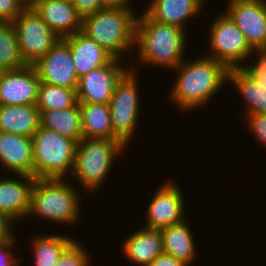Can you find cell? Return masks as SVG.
I'll return each mask as SVG.
<instances>
[{"instance_id":"1","label":"cell","mask_w":266,"mask_h":266,"mask_svg":"<svg viewBox=\"0 0 266 266\" xmlns=\"http://www.w3.org/2000/svg\"><path fill=\"white\" fill-rule=\"evenodd\" d=\"M177 71L170 90V102L182 111L205 109L209 100L228 84V69L219 61L202 55L192 61L185 59L171 72Z\"/></svg>"},{"instance_id":"2","label":"cell","mask_w":266,"mask_h":266,"mask_svg":"<svg viewBox=\"0 0 266 266\" xmlns=\"http://www.w3.org/2000/svg\"><path fill=\"white\" fill-rule=\"evenodd\" d=\"M186 36V29L152 20L143 11L136 20V60L173 70L184 60Z\"/></svg>"},{"instance_id":"3","label":"cell","mask_w":266,"mask_h":266,"mask_svg":"<svg viewBox=\"0 0 266 266\" xmlns=\"http://www.w3.org/2000/svg\"><path fill=\"white\" fill-rule=\"evenodd\" d=\"M135 12L133 7L100 9L82 18L81 32L114 58L123 60L124 53L135 48Z\"/></svg>"},{"instance_id":"4","label":"cell","mask_w":266,"mask_h":266,"mask_svg":"<svg viewBox=\"0 0 266 266\" xmlns=\"http://www.w3.org/2000/svg\"><path fill=\"white\" fill-rule=\"evenodd\" d=\"M67 179H35L28 217L35 215L38 218L50 220L52 223L55 222V224L74 225L81 215L80 192L76 185L70 179L68 182Z\"/></svg>"},{"instance_id":"5","label":"cell","mask_w":266,"mask_h":266,"mask_svg":"<svg viewBox=\"0 0 266 266\" xmlns=\"http://www.w3.org/2000/svg\"><path fill=\"white\" fill-rule=\"evenodd\" d=\"M126 146L114 139H81L76 147L75 163L71 177L83 190L94 193L102 187L115 160Z\"/></svg>"},{"instance_id":"6","label":"cell","mask_w":266,"mask_h":266,"mask_svg":"<svg viewBox=\"0 0 266 266\" xmlns=\"http://www.w3.org/2000/svg\"><path fill=\"white\" fill-rule=\"evenodd\" d=\"M77 144L71 138L40 126L32 136L33 177L65 179L67 176L69 179Z\"/></svg>"},{"instance_id":"7","label":"cell","mask_w":266,"mask_h":266,"mask_svg":"<svg viewBox=\"0 0 266 266\" xmlns=\"http://www.w3.org/2000/svg\"><path fill=\"white\" fill-rule=\"evenodd\" d=\"M136 72V67L131 66L116 84L109 103L114 140H120L126 147L139 126L137 124L141 111V97Z\"/></svg>"},{"instance_id":"8","label":"cell","mask_w":266,"mask_h":266,"mask_svg":"<svg viewBox=\"0 0 266 266\" xmlns=\"http://www.w3.org/2000/svg\"><path fill=\"white\" fill-rule=\"evenodd\" d=\"M214 19L209 27V53L205 56L219 61L228 70L242 68L244 61L247 64V60L254 57V49L224 11Z\"/></svg>"},{"instance_id":"9","label":"cell","mask_w":266,"mask_h":266,"mask_svg":"<svg viewBox=\"0 0 266 266\" xmlns=\"http://www.w3.org/2000/svg\"><path fill=\"white\" fill-rule=\"evenodd\" d=\"M11 23L27 65L35 64L60 39L30 5Z\"/></svg>"},{"instance_id":"10","label":"cell","mask_w":266,"mask_h":266,"mask_svg":"<svg viewBox=\"0 0 266 266\" xmlns=\"http://www.w3.org/2000/svg\"><path fill=\"white\" fill-rule=\"evenodd\" d=\"M182 190L173 180L164 182L154 193L146 208V228L161 230L186 219Z\"/></svg>"},{"instance_id":"11","label":"cell","mask_w":266,"mask_h":266,"mask_svg":"<svg viewBox=\"0 0 266 266\" xmlns=\"http://www.w3.org/2000/svg\"><path fill=\"white\" fill-rule=\"evenodd\" d=\"M121 61L114 58L109 64L79 78L76 90L78 103L109 104L116 84L130 70Z\"/></svg>"},{"instance_id":"12","label":"cell","mask_w":266,"mask_h":266,"mask_svg":"<svg viewBox=\"0 0 266 266\" xmlns=\"http://www.w3.org/2000/svg\"><path fill=\"white\" fill-rule=\"evenodd\" d=\"M224 12L254 50L266 48V0H228Z\"/></svg>"},{"instance_id":"13","label":"cell","mask_w":266,"mask_h":266,"mask_svg":"<svg viewBox=\"0 0 266 266\" xmlns=\"http://www.w3.org/2000/svg\"><path fill=\"white\" fill-rule=\"evenodd\" d=\"M40 82L77 89L79 78L69 44L62 38L35 64Z\"/></svg>"},{"instance_id":"14","label":"cell","mask_w":266,"mask_h":266,"mask_svg":"<svg viewBox=\"0 0 266 266\" xmlns=\"http://www.w3.org/2000/svg\"><path fill=\"white\" fill-rule=\"evenodd\" d=\"M40 79L33 65L1 71L0 105H36Z\"/></svg>"},{"instance_id":"15","label":"cell","mask_w":266,"mask_h":266,"mask_svg":"<svg viewBox=\"0 0 266 266\" xmlns=\"http://www.w3.org/2000/svg\"><path fill=\"white\" fill-rule=\"evenodd\" d=\"M11 175L15 179H0V212L16 223L29 215L31 192L36 178L25 174H16L17 177Z\"/></svg>"},{"instance_id":"16","label":"cell","mask_w":266,"mask_h":266,"mask_svg":"<svg viewBox=\"0 0 266 266\" xmlns=\"http://www.w3.org/2000/svg\"><path fill=\"white\" fill-rule=\"evenodd\" d=\"M29 5L60 38L81 31L82 17L77 13L73 1L33 0Z\"/></svg>"},{"instance_id":"17","label":"cell","mask_w":266,"mask_h":266,"mask_svg":"<svg viewBox=\"0 0 266 266\" xmlns=\"http://www.w3.org/2000/svg\"><path fill=\"white\" fill-rule=\"evenodd\" d=\"M0 164L8 173L33 177L32 137L0 131Z\"/></svg>"},{"instance_id":"18","label":"cell","mask_w":266,"mask_h":266,"mask_svg":"<svg viewBox=\"0 0 266 266\" xmlns=\"http://www.w3.org/2000/svg\"><path fill=\"white\" fill-rule=\"evenodd\" d=\"M70 47L78 78L109 64L114 57L81 31L63 38Z\"/></svg>"},{"instance_id":"19","label":"cell","mask_w":266,"mask_h":266,"mask_svg":"<svg viewBox=\"0 0 266 266\" xmlns=\"http://www.w3.org/2000/svg\"><path fill=\"white\" fill-rule=\"evenodd\" d=\"M205 0H152L144 12L160 23L178 26L183 29L190 18H194L203 9Z\"/></svg>"},{"instance_id":"20","label":"cell","mask_w":266,"mask_h":266,"mask_svg":"<svg viewBox=\"0 0 266 266\" xmlns=\"http://www.w3.org/2000/svg\"><path fill=\"white\" fill-rule=\"evenodd\" d=\"M135 232V233H134ZM123 254L138 266H148L163 251L162 235L160 230L142 226L122 242Z\"/></svg>"},{"instance_id":"21","label":"cell","mask_w":266,"mask_h":266,"mask_svg":"<svg viewBox=\"0 0 266 266\" xmlns=\"http://www.w3.org/2000/svg\"><path fill=\"white\" fill-rule=\"evenodd\" d=\"M39 128L36 105H0V131L32 137Z\"/></svg>"},{"instance_id":"22","label":"cell","mask_w":266,"mask_h":266,"mask_svg":"<svg viewBox=\"0 0 266 266\" xmlns=\"http://www.w3.org/2000/svg\"><path fill=\"white\" fill-rule=\"evenodd\" d=\"M186 220L176 225L165 227L160 232L164 253L191 266L194 263L197 251L193 233Z\"/></svg>"},{"instance_id":"23","label":"cell","mask_w":266,"mask_h":266,"mask_svg":"<svg viewBox=\"0 0 266 266\" xmlns=\"http://www.w3.org/2000/svg\"><path fill=\"white\" fill-rule=\"evenodd\" d=\"M40 126L75 140L83 139L81 110L77 102L73 107L40 110Z\"/></svg>"},{"instance_id":"24","label":"cell","mask_w":266,"mask_h":266,"mask_svg":"<svg viewBox=\"0 0 266 266\" xmlns=\"http://www.w3.org/2000/svg\"><path fill=\"white\" fill-rule=\"evenodd\" d=\"M228 82L235 86L246 102L245 114H266V87L242 68L230 69Z\"/></svg>"},{"instance_id":"25","label":"cell","mask_w":266,"mask_h":266,"mask_svg":"<svg viewBox=\"0 0 266 266\" xmlns=\"http://www.w3.org/2000/svg\"><path fill=\"white\" fill-rule=\"evenodd\" d=\"M82 134L86 139H114L109 104L79 103Z\"/></svg>"},{"instance_id":"26","label":"cell","mask_w":266,"mask_h":266,"mask_svg":"<svg viewBox=\"0 0 266 266\" xmlns=\"http://www.w3.org/2000/svg\"><path fill=\"white\" fill-rule=\"evenodd\" d=\"M75 239L61 234L36 235L31 242L34 266H54Z\"/></svg>"},{"instance_id":"27","label":"cell","mask_w":266,"mask_h":266,"mask_svg":"<svg viewBox=\"0 0 266 266\" xmlns=\"http://www.w3.org/2000/svg\"><path fill=\"white\" fill-rule=\"evenodd\" d=\"M26 65L12 23L0 21V71L19 69Z\"/></svg>"},{"instance_id":"28","label":"cell","mask_w":266,"mask_h":266,"mask_svg":"<svg viewBox=\"0 0 266 266\" xmlns=\"http://www.w3.org/2000/svg\"><path fill=\"white\" fill-rule=\"evenodd\" d=\"M76 90L40 82L36 107L39 110L73 107L78 102Z\"/></svg>"},{"instance_id":"29","label":"cell","mask_w":266,"mask_h":266,"mask_svg":"<svg viewBox=\"0 0 266 266\" xmlns=\"http://www.w3.org/2000/svg\"><path fill=\"white\" fill-rule=\"evenodd\" d=\"M80 241L74 240L61 254L54 266H90L91 256ZM90 256V257H89Z\"/></svg>"},{"instance_id":"30","label":"cell","mask_w":266,"mask_h":266,"mask_svg":"<svg viewBox=\"0 0 266 266\" xmlns=\"http://www.w3.org/2000/svg\"><path fill=\"white\" fill-rule=\"evenodd\" d=\"M243 116H245L243 120L255 140L266 148V114H244Z\"/></svg>"},{"instance_id":"31","label":"cell","mask_w":266,"mask_h":266,"mask_svg":"<svg viewBox=\"0 0 266 266\" xmlns=\"http://www.w3.org/2000/svg\"><path fill=\"white\" fill-rule=\"evenodd\" d=\"M253 54L257 55L254 65L244 64L242 69L266 87V50H254Z\"/></svg>"},{"instance_id":"32","label":"cell","mask_w":266,"mask_h":266,"mask_svg":"<svg viewBox=\"0 0 266 266\" xmlns=\"http://www.w3.org/2000/svg\"><path fill=\"white\" fill-rule=\"evenodd\" d=\"M28 6L25 0H0V21H14Z\"/></svg>"},{"instance_id":"33","label":"cell","mask_w":266,"mask_h":266,"mask_svg":"<svg viewBox=\"0 0 266 266\" xmlns=\"http://www.w3.org/2000/svg\"><path fill=\"white\" fill-rule=\"evenodd\" d=\"M16 241L14 234L8 241L0 243V266H22L13 255Z\"/></svg>"},{"instance_id":"34","label":"cell","mask_w":266,"mask_h":266,"mask_svg":"<svg viewBox=\"0 0 266 266\" xmlns=\"http://www.w3.org/2000/svg\"><path fill=\"white\" fill-rule=\"evenodd\" d=\"M77 13L83 18L101 9V0H73Z\"/></svg>"},{"instance_id":"35","label":"cell","mask_w":266,"mask_h":266,"mask_svg":"<svg viewBox=\"0 0 266 266\" xmlns=\"http://www.w3.org/2000/svg\"><path fill=\"white\" fill-rule=\"evenodd\" d=\"M13 221L0 212V243L8 241L13 236Z\"/></svg>"},{"instance_id":"36","label":"cell","mask_w":266,"mask_h":266,"mask_svg":"<svg viewBox=\"0 0 266 266\" xmlns=\"http://www.w3.org/2000/svg\"><path fill=\"white\" fill-rule=\"evenodd\" d=\"M148 266H188L184 262L177 260L173 256L162 253L157 256Z\"/></svg>"},{"instance_id":"37","label":"cell","mask_w":266,"mask_h":266,"mask_svg":"<svg viewBox=\"0 0 266 266\" xmlns=\"http://www.w3.org/2000/svg\"><path fill=\"white\" fill-rule=\"evenodd\" d=\"M131 1L132 0H101V9L130 7Z\"/></svg>"},{"instance_id":"38","label":"cell","mask_w":266,"mask_h":266,"mask_svg":"<svg viewBox=\"0 0 266 266\" xmlns=\"http://www.w3.org/2000/svg\"><path fill=\"white\" fill-rule=\"evenodd\" d=\"M26 2H28L29 4L33 1V0H25Z\"/></svg>"}]
</instances>
